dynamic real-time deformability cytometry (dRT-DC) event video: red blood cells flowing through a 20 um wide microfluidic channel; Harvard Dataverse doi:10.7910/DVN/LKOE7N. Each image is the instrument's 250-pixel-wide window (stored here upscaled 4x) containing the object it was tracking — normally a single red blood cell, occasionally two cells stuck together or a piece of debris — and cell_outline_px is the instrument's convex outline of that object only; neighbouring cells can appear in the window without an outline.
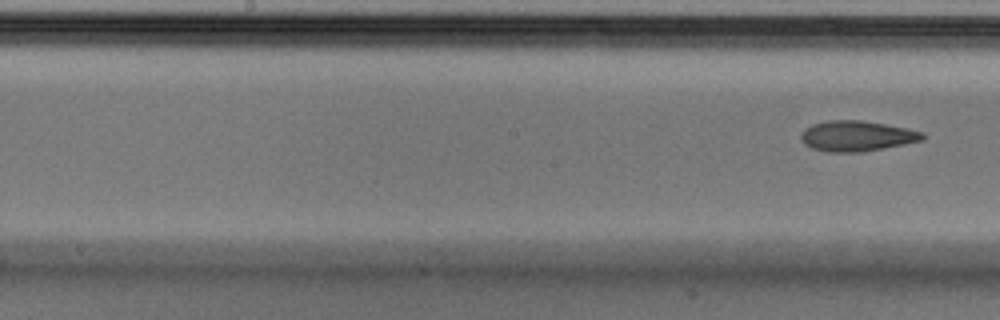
{"species": "Egyptian fruit bat (a non-hibernating species)", "species_latin": "Rousettus aegyptiacus", "temperature_condition": "cold", "stored_images_in_passage": 9, "segment_of_instrument_passage": [2, 2], "camera_frame_rate_fps": 3000, "um_per_image_px": 0.085, "animal": {"sex": "male"}, "frame": {"image": 1, "passage_image": 9, "time_ms": 2.667, "image_size_px": [1000, 320], "cell_outline_px": [[924, 140], [884, 148], [860, 152], [828, 152], [812, 148], [804, 144], [800, 136], [804, 128], [812, 124], [828, 120], [860, 120], [908, 128], [924, 132]], "centroid_in_image_um": [72.82, 11.56], "position_along_channel_um": 175.4, "area_um2": 21.62}}